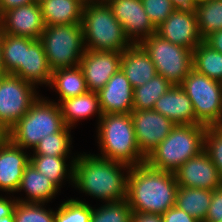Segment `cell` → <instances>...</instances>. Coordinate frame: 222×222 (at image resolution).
Segmentation results:
<instances>
[{
	"mask_svg": "<svg viewBox=\"0 0 222 222\" xmlns=\"http://www.w3.org/2000/svg\"><path fill=\"white\" fill-rule=\"evenodd\" d=\"M126 168L125 176L122 170ZM130 168L127 164L94 154H78L75 156L73 184L83 193L106 203L126 200Z\"/></svg>",
	"mask_w": 222,
	"mask_h": 222,
	"instance_id": "obj_2",
	"label": "cell"
},
{
	"mask_svg": "<svg viewBox=\"0 0 222 222\" xmlns=\"http://www.w3.org/2000/svg\"><path fill=\"white\" fill-rule=\"evenodd\" d=\"M132 214L127 200L109 202L97 209L92 207L90 222H132Z\"/></svg>",
	"mask_w": 222,
	"mask_h": 222,
	"instance_id": "obj_32",
	"label": "cell"
},
{
	"mask_svg": "<svg viewBox=\"0 0 222 222\" xmlns=\"http://www.w3.org/2000/svg\"><path fill=\"white\" fill-rule=\"evenodd\" d=\"M180 87L191 99L196 124L205 127H219L222 109V82L210 79L192 69Z\"/></svg>",
	"mask_w": 222,
	"mask_h": 222,
	"instance_id": "obj_9",
	"label": "cell"
},
{
	"mask_svg": "<svg viewBox=\"0 0 222 222\" xmlns=\"http://www.w3.org/2000/svg\"><path fill=\"white\" fill-rule=\"evenodd\" d=\"M132 222H163L161 214L133 212Z\"/></svg>",
	"mask_w": 222,
	"mask_h": 222,
	"instance_id": "obj_42",
	"label": "cell"
},
{
	"mask_svg": "<svg viewBox=\"0 0 222 222\" xmlns=\"http://www.w3.org/2000/svg\"><path fill=\"white\" fill-rule=\"evenodd\" d=\"M64 126L58 103L40 96L8 131V139L23 149L34 150L42 138L59 132Z\"/></svg>",
	"mask_w": 222,
	"mask_h": 222,
	"instance_id": "obj_6",
	"label": "cell"
},
{
	"mask_svg": "<svg viewBox=\"0 0 222 222\" xmlns=\"http://www.w3.org/2000/svg\"><path fill=\"white\" fill-rule=\"evenodd\" d=\"M52 72L42 42L24 37L23 63L13 75L34 86L38 84H46L47 86L51 81Z\"/></svg>",
	"mask_w": 222,
	"mask_h": 222,
	"instance_id": "obj_17",
	"label": "cell"
},
{
	"mask_svg": "<svg viewBox=\"0 0 222 222\" xmlns=\"http://www.w3.org/2000/svg\"><path fill=\"white\" fill-rule=\"evenodd\" d=\"M8 139V132L4 129V127L0 124V143H3Z\"/></svg>",
	"mask_w": 222,
	"mask_h": 222,
	"instance_id": "obj_46",
	"label": "cell"
},
{
	"mask_svg": "<svg viewBox=\"0 0 222 222\" xmlns=\"http://www.w3.org/2000/svg\"><path fill=\"white\" fill-rule=\"evenodd\" d=\"M39 3L45 26L82 23L85 5L82 0H41Z\"/></svg>",
	"mask_w": 222,
	"mask_h": 222,
	"instance_id": "obj_23",
	"label": "cell"
},
{
	"mask_svg": "<svg viewBox=\"0 0 222 222\" xmlns=\"http://www.w3.org/2000/svg\"><path fill=\"white\" fill-rule=\"evenodd\" d=\"M0 222H14V214L12 213L6 217H1Z\"/></svg>",
	"mask_w": 222,
	"mask_h": 222,
	"instance_id": "obj_47",
	"label": "cell"
},
{
	"mask_svg": "<svg viewBox=\"0 0 222 222\" xmlns=\"http://www.w3.org/2000/svg\"><path fill=\"white\" fill-rule=\"evenodd\" d=\"M39 40L52 70L78 66L86 50L82 24L45 26Z\"/></svg>",
	"mask_w": 222,
	"mask_h": 222,
	"instance_id": "obj_7",
	"label": "cell"
},
{
	"mask_svg": "<svg viewBox=\"0 0 222 222\" xmlns=\"http://www.w3.org/2000/svg\"><path fill=\"white\" fill-rule=\"evenodd\" d=\"M130 115L138 148L146 158L176 125L155 110H133Z\"/></svg>",
	"mask_w": 222,
	"mask_h": 222,
	"instance_id": "obj_12",
	"label": "cell"
},
{
	"mask_svg": "<svg viewBox=\"0 0 222 222\" xmlns=\"http://www.w3.org/2000/svg\"><path fill=\"white\" fill-rule=\"evenodd\" d=\"M67 156H48V155H31L30 163L35 169L46 176L53 184L59 189L68 175V179L74 182V162L75 158L71 161L70 169L66 165ZM67 168V169H66ZM68 173V174H67ZM67 175V176H66Z\"/></svg>",
	"mask_w": 222,
	"mask_h": 222,
	"instance_id": "obj_27",
	"label": "cell"
},
{
	"mask_svg": "<svg viewBox=\"0 0 222 222\" xmlns=\"http://www.w3.org/2000/svg\"><path fill=\"white\" fill-rule=\"evenodd\" d=\"M65 126L74 127L80 119L98 114L102 117L100 101L97 92L87 91L74 98L62 100L58 103Z\"/></svg>",
	"mask_w": 222,
	"mask_h": 222,
	"instance_id": "obj_24",
	"label": "cell"
},
{
	"mask_svg": "<svg viewBox=\"0 0 222 222\" xmlns=\"http://www.w3.org/2000/svg\"><path fill=\"white\" fill-rule=\"evenodd\" d=\"M203 41L214 50L222 53V29L210 33Z\"/></svg>",
	"mask_w": 222,
	"mask_h": 222,
	"instance_id": "obj_40",
	"label": "cell"
},
{
	"mask_svg": "<svg viewBox=\"0 0 222 222\" xmlns=\"http://www.w3.org/2000/svg\"><path fill=\"white\" fill-rule=\"evenodd\" d=\"M193 69L210 79L222 82V53L202 41L193 50Z\"/></svg>",
	"mask_w": 222,
	"mask_h": 222,
	"instance_id": "obj_29",
	"label": "cell"
},
{
	"mask_svg": "<svg viewBox=\"0 0 222 222\" xmlns=\"http://www.w3.org/2000/svg\"><path fill=\"white\" fill-rule=\"evenodd\" d=\"M121 52L91 51L86 49L79 66L83 71L88 91L98 92L120 69Z\"/></svg>",
	"mask_w": 222,
	"mask_h": 222,
	"instance_id": "obj_14",
	"label": "cell"
},
{
	"mask_svg": "<svg viewBox=\"0 0 222 222\" xmlns=\"http://www.w3.org/2000/svg\"><path fill=\"white\" fill-rule=\"evenodd\" d=\"M204 151L216 166L222 179V128L216 126L206 127Z\"/></svg>",
	"mask_w": 222,
	"mask_h": 222,
	"instance_id": "obj_36",
	"label": "cell"
},
{
	"mask_svg": "<svg viewBox=\"0 0 222 222\" xmlns=\"http://www.w3.org/2000/svg\"><path fill=\"white\" fill-rule=\"evenodd\" d=\"M153 110L178 125H197L191 99L180 87L173 85L155 103Z\"/></svg>",
	"mask_w": 222,
	"mask_h": 222,
	"instance_id": "obj_20",
	"label": "cell"
},
{
	"mask_svg": "<svg viewBox=\"0 0 222 222\" xmlns=\"http://www.w3.org/2000/svg\"><path fill=\"white\" fill-rule=\"evenodd\" d=\"M174 174L181 187L214 190L222 185L216 166L204 150L188 159Z\"/></svg>",
	"mask_w": 222,
	"mask_h": 222,
	"instance_id": "obj_15",
	"label": "cell"
},
{
	"mask_svg": "<svg viewBox=\"0 0 222 222\" xmlns=\"http://www.w3.org/2000/svg\"><path fill=\"white\" fill-rule=\"evenodd\" d=\"M38 2V0H0L2 11L5 12L11 8Z\"/></svg>",
	"mask_w": 222,
	"mask_h": 222,
	"instance_id": "obj_43",
	"label": "cell"
},
{
	"mask_svg": "<svg viewBox=\"0 0 222 222\" xmlns=\"http://www.w3.org/2000/svg\"><path fill=\"white\" fill-rule=\"evenodd\" d=\"M17 199H7L0 196V218L11 215L14 212V208L17 204Z\"/></svg>",
	"mask_w": 222,
	"mask_h": 222,
	"instance_id": "obj_41",
	"label": "cell"
},
{
	"mask_svg": "<svg viewBox=\"0 0 222 222\" xmlns=\"http://www.w3.org/2000/svg\"><path fill=\"white\" fill-rule=\"evenodd\" d=\"M219 127L222 128V109H221V113L219 116Z\"/></svg>",
	"mask_w": 222,
	"mask_h": 222,
	"instance_id": "obj_50",
	"label": "cell"
},
{
	"mask_svg": "<svg viewBox=\"0 0 222 222\" xmlns=\"http://www.w3.org/2000/svg\"><path fill=\"white\" fill-rule=\"evenodd\" d=\"M175 9L181 10H195L197 0H171Z\"/></svg>",
	"mask_w": 222,
	"mask_h": 222,
	"instance_id": "obj_44",
	"label": "cell"
},
{
	"mask_svg": "<svg viewBox=\"0 0 222 222\" xmlns=\"http://www.w3.org/2000/svg\"><path fill=\"white\" fill-rule=\"evenodd\" d=\"M222 221V185L212 191L211 204L203 222Z\"/></svg>",
	"mask_w": 222,
	"mask_h": 222,
	"instance_id": "obj_38",
	"label": "cell"
},
{
	"mask_svg": "<svg viewBox=\"0 0 222 222\" xmlns=\"http://www.w3.org/2000/svg\"><path fill=\"white\" fill-rule=\"evenodd\" d=\"M30 156L9 139L0 143V190L17 192Z\"/></svg>",
	"mask_w": 222,
	"mask_h": 222,
	"instance_id": "obj_18",
	"label": "cell"
},
{
	"mask_svg": "<svg viewBox=\"0 0 222 222\" xmlns=\"http://www.w3.org/2000/svg\"><path fill=\"white\" fill-rule=\"evenodd\" d=\"M143 8L155 27L164 22L175 10L171 0H141Z\"/></svg>",
	"mask_w": 222,
	"mask_h": 222,
	"instance_id": "obj_37",
	"label": "cell"
},
{
	"mask_svg": "<svg viewBox=\"0 0 222 222\" xmlns=\"http://www.w3.org/2000/svg\"><path fill=\"white\" fill-rule=\"evenodd\" d=\"M173 85L156 74L142 86L133 88V110H153L156 101Z\"/></svg>",
	"mask_w": 222,
	"mask_h": 222,
	"instance_id": "obj_28",
	"label": "cell"
},
{
	"mask_svg": "<svg viewBox=\"0 0 222 222\" xmlns=\"http://www.w3.org/2000/svg\"><path fill=\"white\" fill-rule=\"evenodd\" d=\"M102 114L131 113L133 88L119 69L98 92Z\"/></svg>",
	"mask_w": 222,
	"mask_h": 222,
	"instance_id": "obj_19",
	"label": "cell"
},
{
	"mask_svg": "<svg viewBox=\"0 0 222 222\" xmlns=\"http://www.w3.org/2000/svg\"><path fill=\"white\" fill-rule=\"evenodd\" d=\"M8 73H0V81L2 80V78L7 75Z\"/></svg>",
	"mask_w": 222,
	"mask_h": 222,
	"instance_id": "obj_51",
	"label": "cell"
},
{
	"mask_svg": "<svg viewBox=\"0 0 222 222\" xmlns=\"http://www.w3.org/2000/svg\"><path fill=\"white\" fill-rule=\"evenodd\" d=\"M120 69L132 88L144 85L157 74L151 58L139 44L121 52Z\"/></svg>",
	"mask_w": 222,
	"mask_h": 222,
	"instance_id": "obj_21",
	"label": "cell"
},
{
	"mask_svg": "<svg viewBox=\"0 0 222 222\" xmlns=\"http://www.w3.org/2000/svg\"><path fill=\"white\" fill-rule=\"evenodd\" d=\"M212 191L178 186L175 206L203 222L211 204Z\"/></svg>",
	"mask_w": 222,
	"mask_h": 222,
	"instance_id": "obj_26",
	"label": "cell"
},
{
	"mask_svg": "<svg viewBox=\"0 0 222 222\" xmlns=\"http://www.w3.org/2000/svg\"><path fill=\"white\" fill-rule=\"evenodd\" d=\"M0 73H7L4 62H3V54H2V32L0 30Z\"/></svg>",
	"mask_w": 222,
	"mask_h": 222,
	"instance_id": "obj_45",
	"label": "cell"
},
{
	"mask_svg": "<svg viewBox=\"0 0 222 222\" xmlns=\"http://www.w3.org/2000/svg\"><path fill=\"white\" fill-rule=\"evenodd\" d=\"M105 3L132 44H139L156 33V27L146 14L141 0H106Z\"/></svg>",
	"mask_w": 222,
	"mask_h": 222,
	"instance_id": "obj_11",
	"label": "cell"
},
{
	"mask_svg": "<svg viewBox=\"0 0 222 222\" xmlns=\"http://www.w3.org/2000/svg\"><path fill=\"white\" fill-rule=\"evenodd\" d=\"M195 12L202 39L222 29V0H199Z\"/></svg>",
	"mask_w": 222,
	"mask_h": 222,
	"instance_id": "obj_30",
	"label": "cell"
},
{
	"mask_svg": "<svg viewBox=\"0 0 222 222\" xmlns=\"http://www.w3.org/2000/svg\"><path fill=\"white\" fill-rule=\"evenodd\" d=\"M205 131L203 125H175L145 162L157 170L174 173L188 159L204 150Z\"/></svg>",
	"mask_w": 222,
	"mask_h": 222,
	"instance_id": "obj_4",
	"label": "cell"
},
{
	"mask_svg": "<svg viewBox=\"0 0 222 222\" xmlns=\"http://www.w3.org/2000/svg\"><path fill=\"white\" fill-rule=\"evenodd\" d=\"M3 15H4V12L2 11V7H1V4H0V30H1V27H2V23H3Z\"/></svg>",
	"mask_w": 222,
	"mask_h": 222,
	"instance_id": "obj_48",
	"label": "cell"
},
{
	"mask_svg": "<svg viewBox=\"0 0 222 222\" xmlns=\"http://www.w3.org/2000/svg\"><path fill=\"white\" fill-rule=\"evenodd\" d=\"M97 124L99 157L128 166L145 163L146 157L138 148L130 113L103 114Z\"/></svg>",
	"mask_w": 222,
	"mask_h": 222,
	"instance_id": "obj_3",
	"label": "cell"
},
{
	"mask_svg": "<svg viewBox=\"0 0 222 222\" xmlns=\"http://www.w3.org/2000/svg\"><path fill=\"white\" fill-rule=\"evenodd\" d=\"M163 222H200L177 206H173L162 214Z\"/></svg>",
	"mask_w": 222,
	"mask_h": 222,
	"instance_id": "obj_39",
	"label": "cell"
},
{
	"mask_svg": "<svg viewBox=\"0 0 222 222\" xmlns=\"http://www.w3.org/2000/svg\"><path fill=\"white\" fill-rule=\"evenodd\" d=\"M49 87L50 89L53 87L58 92L60 97L58 103L88 91L83 71L79 65L53 70Z\"/></svg>",
	"mask_w": 222,
	"mask_h": 222,
	"instance_id": "obj_25",
	"label": "cell"
},
{
	"mask_svg": "<svg viewBox=\"0 0 222 222\" xmlns=\"http://www.w3.org/2000/svg\"><path fill=\"white\" fill-rule=\"evenodd\" d=\"M71 127L64 126L59 132L42 138L33 150V155L68 156L72 138Z\"/></svg>",
	"mask_w": 222,
	"mask_h": 222,
	"instance_id": "obj_31",
	"label": "cell"
},
{
	"mask_svg": "<svg viewBox=\"0 0 222 222\" xmlns=\"http://www.w3.org/2000/svg\"><path fill=\"white\" fill-rule=\"evenodd\" d=\"M36 87L13 74L0 81V124L8 132L40 97Z\"/></svg>",
	"mask_w": 222,
	"mask_h": 222,
	"instance_id": "obj_10",
	"label": "cell"
},
{
	"mask_svg": "<svg viewBox=\"0 0 222 222\" xmlns=\"http://www.w3.org/2000/svg\"><path fill=\"white\" fill-rule=\"evenodd\" d=\"M81 24L85 49L122 52L132 45L105 2L86 3Z\"/></svg>",
	"mask_w": 222,
	"mask_h": 222,
	"instance_id": "obj_5",
	"label": "cell"
},
{
	"mask_svg": "<svg viewBox=\"0 0 222 222\" xmlns=\"http://www.w3.org/2000/svg\"><path fill=\"white\" fill-rule=\"evenodd\" d=\"M156 34L175 45L194 50L202 41L195 10L175 9L156 27Z\"/></svg>",
	"mask_w": 222,
	"mask_h": 222,
	"instance_id": "obj_13",
	"label": "cell"
},
{
	"mask_svg": "<svg viewBox=\"0 0 222 222\" xmlns=\"http://www.w3.org/2000/svg\"><path fill=\"white\" fill-rule=\"evenodd\" d=\"M85 4L86 3H101V0H82Z\"/></svg>",
	"mask_w": 222,
	"mask_h": 222,
	"instance_id": "obj_49",
	"label": "cell"
},
{
	"mask_svg": "<svg viewBox=\"0 0 222 222\" xmlns=\"http://www.w3.org/2000/svg\"><path fill=\"white\" fill-rule=\"evenodd\" d=\"M92 207L77 199H68L55 211L54 222H90Z\"/></svg>",
	"mask_w": 222,
	"mask_h": 222,
	"instance_id": "obj_34",
	"label": "cell"
},
{
	"mask_svg": "<svg viewBox=\"0 0 222 222\" xmlns=\"http://www.w3.org/2000/svg\"><path fill=\"white\" fill-rule=\"evenodd\" d=\"M3 62L8 74H13L23 63L24 37L2 33Z\"/></svg>",
	"mask_w": 222,
	"mask_h": 222,
	"instance_id": "obj_33",
	"label": "cell"
},
{
	"mask_svg": "<svg viewBox=\"0 0 222 222\" xmlns=\"http://www.w3.org/2000/svg\"><path fill=\"white\" fill-rule=\"evenodd\" d=\"M21 190L26 192L27 198H17L18 201L45 204L52 200L60 189L46 176L41 175V173L38 172L31 163H29L24 169L17 192H21Z\"/></svg>",
	"mask_w": 222,
	"mask_h": 222,
	"instance_id": "obj_22",
	"label": "cell"
},
{
	"mask_svg": "<svg viewBox=\"0 0 222 222\" xmlns=\"http://www.w3.org/2000/svg\"><path fill=\"white\" fill-rule=\"evenodd\" d=\"M44 28L40 3L35 2L5 11L1 32L39 40Z\"/></svg>",
	"mask_w": 222,
	"mask_h": 222,
	"instance_id": "obj_16",
	"label": "cell"
},
{
	"mask_svg": "<svg viewBox=\"0 0 222 222\" xmlns=\"http://www.w3.org/2000/svg\"><path fill=\"white\" fill-rule=\"evenodd\" d=\"M45 204L17 201L14 208V222H54L55 211L46 210Z\"/></svg>",
	"mask_w": 222,
	"mask_h": 222,
	"instance_id": "obj_35",
	"label": "cell"
},
{
	"mask_svg": "<svg viewBox=\"0 0 222 222\" xmlns=\"http://www.w3.org/2000/svg\"><path fill=\"white\" fill-rule=\"evenodd\" d=\"M139 45L155 65L156 72L172 85H180L193 69V51L175 45L156 33L142 40Z\"/></svg>",
	"mask_w": 222,
	"mask_h": 222,
	"instance_id": "obj_8",
	"label": "cell"
},
{
	"mask_svg": "<svg viewBox=\"0 0 222 222\" xmlns=\"http://www.w3.org/2000/svg\"><path fill=\"white\" fill-rule=\"evenodd\" d=\"M175 174L157 170L146 162L128 171L127 201L132 212L164 214L175 205Z\"/></svg>",
	"mask_w": 222,
	"mask_h": 222,
	"instance_id": "obj_1",
	"label": "cell"
}]
</instances>
